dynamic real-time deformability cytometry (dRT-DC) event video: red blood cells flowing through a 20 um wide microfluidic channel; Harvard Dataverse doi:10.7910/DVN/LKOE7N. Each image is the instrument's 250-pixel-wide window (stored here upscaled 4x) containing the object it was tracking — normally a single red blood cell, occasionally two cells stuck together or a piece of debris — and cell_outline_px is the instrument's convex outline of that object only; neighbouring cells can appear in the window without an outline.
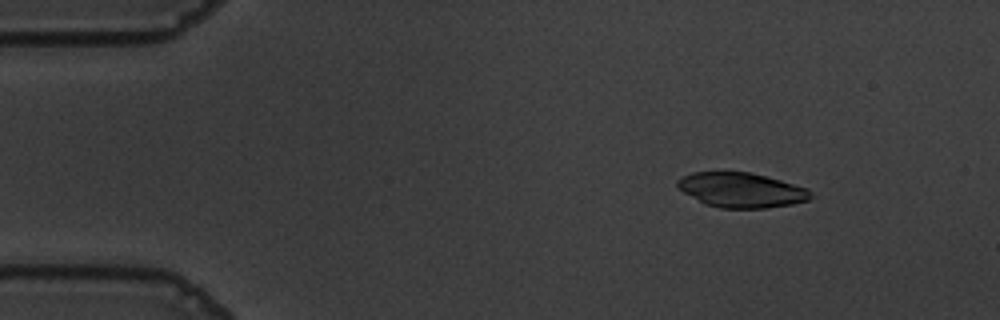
{"species": "common noctule bat (a hibernating species)", "species_latin": "Nyctalus noctula", "temperature_condition": "warm", "stored_images_in_passage": 9, "camera_frame_rate_fps": 3000, "um_per_image_px": 0.085, "animal": {"sex": "male", "body_mass_g": 19.5, "forearm_length_mm": 54.6}, "frame": {"image": 1, "passage_image": 1, "time_ms": 0.0, "image_size_px": [1000, 320], "cell_outline_px": [[812, 196], [808, 200], [792, 204], [764, 208], [720, 208], [704, 204], [684, 192], [676, 184], [676, 180], [692, 172], [752, 172], [808, 188], [812, 192]], "centroid_in_image_um": [63.02, 16.15], "position_along_channel_um": 22.0, "area_um2": 26.93}}